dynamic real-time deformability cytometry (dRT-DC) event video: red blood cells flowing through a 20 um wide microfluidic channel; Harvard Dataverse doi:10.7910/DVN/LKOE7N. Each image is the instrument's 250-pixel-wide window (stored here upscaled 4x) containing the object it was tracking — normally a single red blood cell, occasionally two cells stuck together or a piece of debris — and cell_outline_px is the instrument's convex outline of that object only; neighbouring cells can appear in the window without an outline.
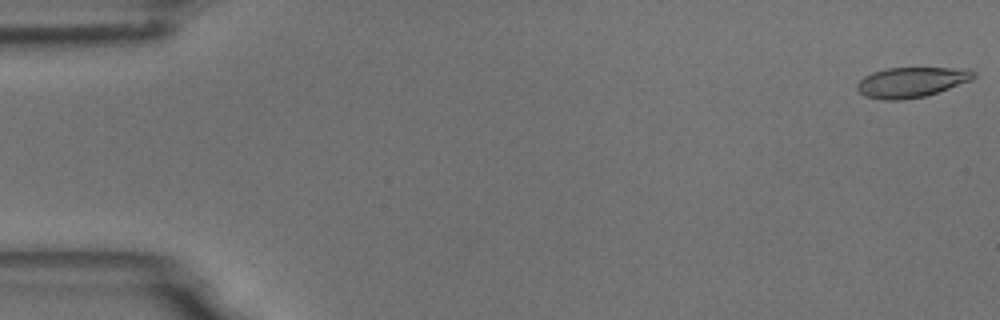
{"species": "common noctule bat (a hibernating species)", "species_latin": "Nyctalus noctula", "temperature_condition": "room temperature", "stored_images_in_passage": 7, "camera_frame_rate_fps": 3000, "um_per_image_px": 0.085, "animal": {"sex": "male", "body_mass_g": 18.8}, "frame": {"image": 1, "passage_image": 1, "time_ms": 0.0, "image_size_px": [1000, 320], "cell_outline_px": [[976, 76], [972, 80], [924, 96], [900, 100], [884, 100], [864, 96], [856, 88], [856, 84], [864, 76], [872, 72], [884, 68], [968, 68], [976, 72]], "centroid_in_image_um": [77.46, 6.97], "position_along_channel_um": 7.5, "area_um2": 20.52}}
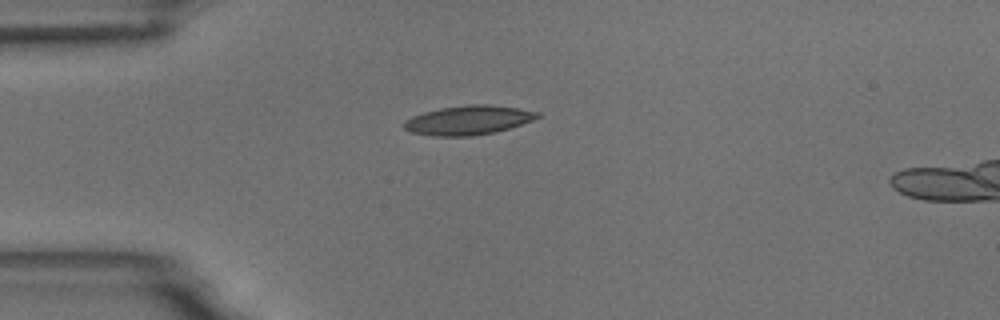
{"frame": {"image": 2, "passage_image": 5, "time_ms": 4.333, "image_size_px": [1000, 320], "cell_outline_px": [[540, 116], [532, 120], [496, 132], [472, 136], [436, 136], [412, 132], [404, 128], [404, 120], [412, 116], [424, 112], [440, 108], [468, 104], [488, 104], [520, 108], [540, 112]], "centroid_in_image_um": [39.81, 10.2], "position_along_channel_um": 45.2, "area_um2": 22.66}}
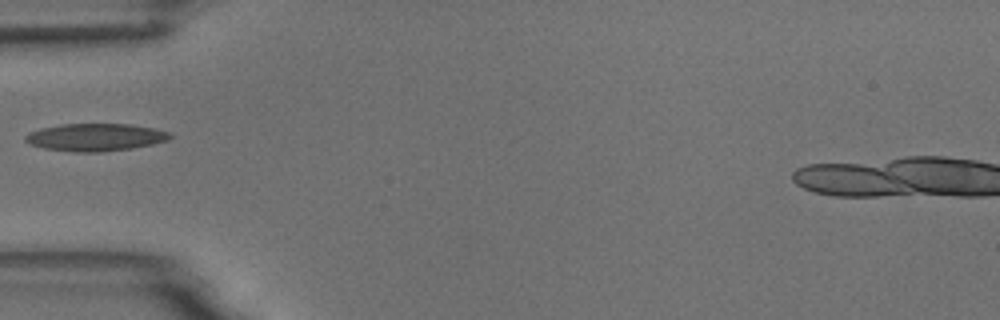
{"frame": {"image": 3, "passage_image": 6, "time_ms": 5.667, "image_size_px": [1000, 320], "cell_outline_px": [[172, 136], [168, 140], [152, 144], [132, 148], [100, 152], [76, 152], [44, 148], [32, 144], [24, 140], [24, 136], [28, 132], [40, 128], [60, 124], [132, 124], [152, 128], [168, 132]], "centroid_in_image_um": [8.08, 11.66], "position_along_channel_um": 76.9, "area_um2": 23.12}}